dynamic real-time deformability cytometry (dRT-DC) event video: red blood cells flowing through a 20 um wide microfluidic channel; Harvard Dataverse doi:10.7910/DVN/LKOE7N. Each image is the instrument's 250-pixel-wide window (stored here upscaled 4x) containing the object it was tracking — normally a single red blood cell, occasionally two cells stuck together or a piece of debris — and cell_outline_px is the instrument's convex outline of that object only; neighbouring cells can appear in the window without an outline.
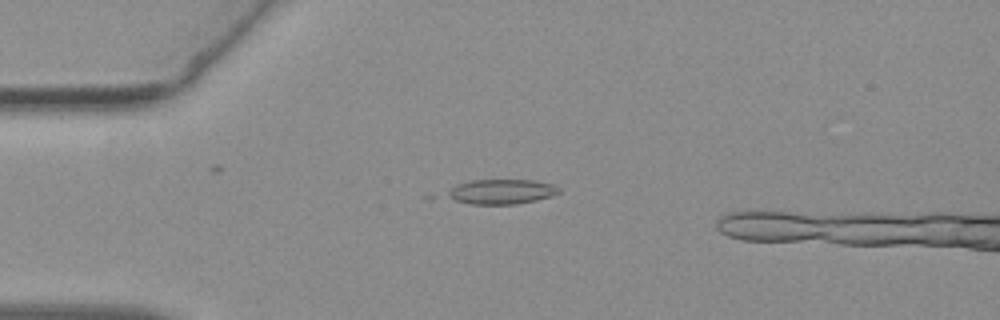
{"species": "common noctule bat (a hibernating species)", "species_latin": "Nyctalus noctula", "temperature_condition": "warm", "stored_images_in_passage": 26, "camera_frame_rate_fps": 3000, "um_per_image_px": 0.085, "animal": {"sex": "female", "body_mass_g": 19.3, "forearm_length_mm": 54.1}, "frame": {"image": 1, "passage_image": 14, "time_ms": 4.333, "image_size_px": [1000, 320], "cell_outline_px": [[560, 192], [552, 196], [536, 200], [516, 204], [468, 204], [428, 200], [420, 196], [472, 180], [532, 180], [552, 184], [560, 188]], "centroid_in_image_um": [42.04, 16.34], "position_along_channel_um": 43.0, "area_um2": 18.15}}
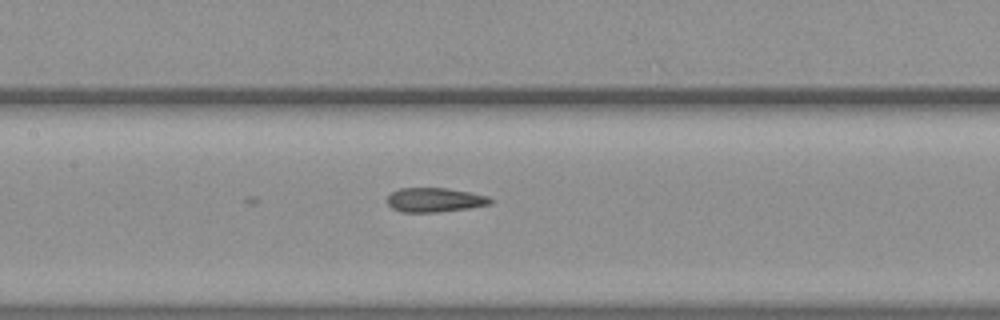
{"frame": {"image": 2, "passage_image": 26, "time_ms": 8.333, "image_size_px": [1000, 320], "cell_outline_px": [[492, 204], [468, 208], [440, 212], [400, 212], [392, 208], [388, 204], [388, 196], [392, 192], [400, 188], [448, 188], [472, 192], [488, 196], [492, 200]], "centroid_in_image_um": [36.97, 16.99], "position_along_channel_um": 170.4, "area_um2": 14.68}}